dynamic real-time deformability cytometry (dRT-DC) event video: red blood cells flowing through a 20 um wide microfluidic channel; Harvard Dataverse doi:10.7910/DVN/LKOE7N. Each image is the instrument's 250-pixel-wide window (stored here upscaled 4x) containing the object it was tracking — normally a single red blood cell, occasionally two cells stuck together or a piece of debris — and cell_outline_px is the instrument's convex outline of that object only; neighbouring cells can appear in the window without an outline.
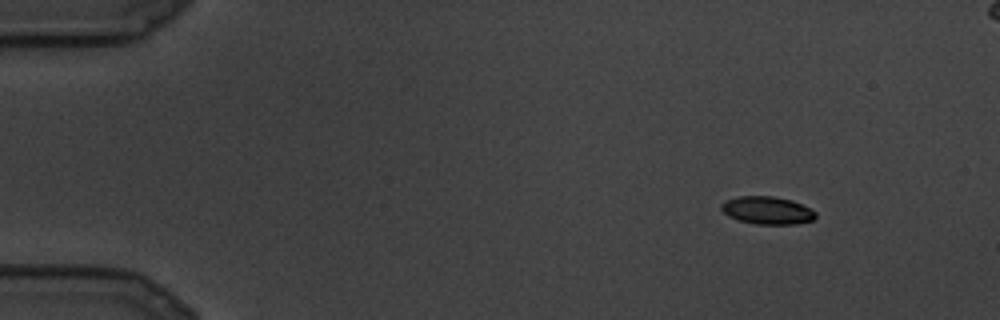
{"species": "common noctule bat (a hibernating species)", "species_latin": "Nyctalus noctula", "temperature_condition": "cold", "stored_images_in_passage": 9, "camera_frame_rate_fps": 3000, "um_per_image_px": 0.085, "animal": {"sex": "male", "body_mass_g": 19.5, "forearm_length_mm": 54.6}, "frame": {"image": 1, "passage_image": 3, "time_ms": 0.667, "image_size_px": [1000, 320], "cell_outline_px": [[816, 216], [812, 220], [796, 224], [756, 224], [736, 220], [728, 216], [720, 208], [720, 204], [724, 200], [736, 196], [772, 196], [792, 200], [816, 212]], "centroid_in_image_um": [65.15, 17.88], "position_along_channel_um": 19.8, "area_um2": 15.32}}